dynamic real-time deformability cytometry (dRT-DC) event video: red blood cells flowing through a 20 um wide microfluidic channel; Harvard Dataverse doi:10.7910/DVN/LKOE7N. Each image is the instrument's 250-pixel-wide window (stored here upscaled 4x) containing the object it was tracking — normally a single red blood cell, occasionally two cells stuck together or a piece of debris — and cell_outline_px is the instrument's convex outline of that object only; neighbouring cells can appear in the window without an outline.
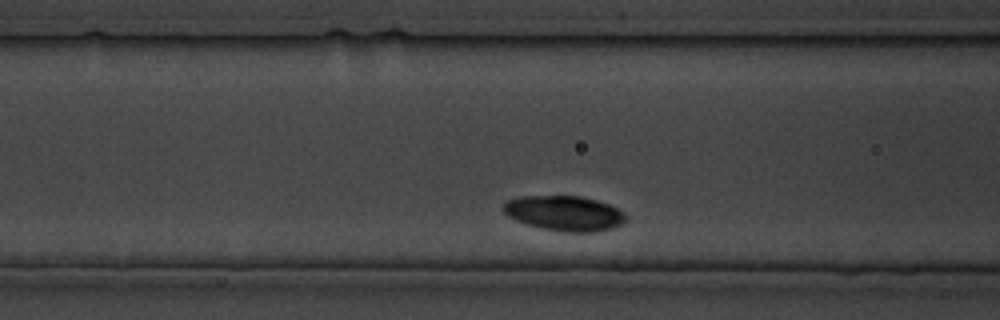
{"species": "common noctule bat (a hibernating species)", "species_latin": "Nyctalus noctula", "temperature_condition": "cold", "stored_images_in_passage": 22, "camera_frame_rate_fps": 3000, "um_per_image_px": 0.085, "animal": {"sex": "male", "body_mass_g": 19.5, "forearm_length_mm": 54.6}, "frame": {"image": 1, "passage_image": 5, "time_ms": 4.333, "image_size_px": [1000, 320], "cell_outline_px": [[624, 224], [612, 228], [596, 232], [568, 232], [544, 228], [528, 224], [516, 220], [508, 216], [504, 212], [504, 204], [508, 200], [520, 196], [580, 196], [596, 200], [608, 204], [616, 208], [624, 216]], "centroid_in_image_um": [47.97, 18.13], "position_along_channel_um": 118.6, "area_um2": 24.62}}
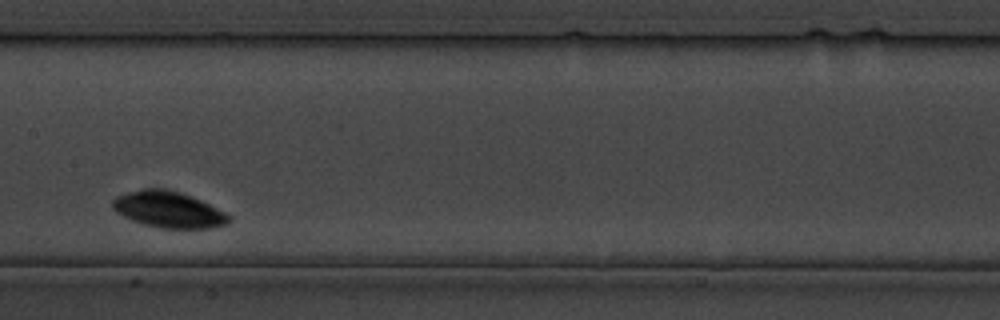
{"frame": {"image": 2, "passage_image": 9, "time_ms": 10.0, "image_size_px": [1000, 320], "cell_outline_px": [[232, 220], [228, 224], [212, 228], [160, 228], [140, 224], [116, 212], [112, 208], [112, 200], [116, 196], [128, 192], [144, 188], [164, 188], [180, 192], [192, 196], [224, 212]], "centroid_in_image_um": [14.3, 17.81], "position_along_channel_um": 193.1, "area_um2": 24.62}}
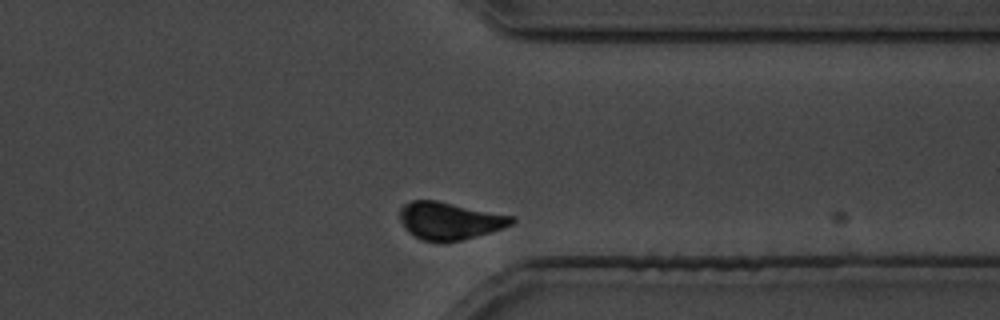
{"frame": {"image": 3, "passage_image": 20, "time_ms": 23.333, "image_size_px": [1000, 320], "cell_outline_px": [[516, 220], [512, 224], [504, 228], [476, 236], [460, 240], [420, 240], [408, 232], [404, 228], [400, 220], [400, 208], [404, 204], [412, 200], [436, 200], [516, 216]], "centroid_in_image_um": [38.23, 18.74], "position_along_channel_um": 373.2, "area_um2": 24.33}}